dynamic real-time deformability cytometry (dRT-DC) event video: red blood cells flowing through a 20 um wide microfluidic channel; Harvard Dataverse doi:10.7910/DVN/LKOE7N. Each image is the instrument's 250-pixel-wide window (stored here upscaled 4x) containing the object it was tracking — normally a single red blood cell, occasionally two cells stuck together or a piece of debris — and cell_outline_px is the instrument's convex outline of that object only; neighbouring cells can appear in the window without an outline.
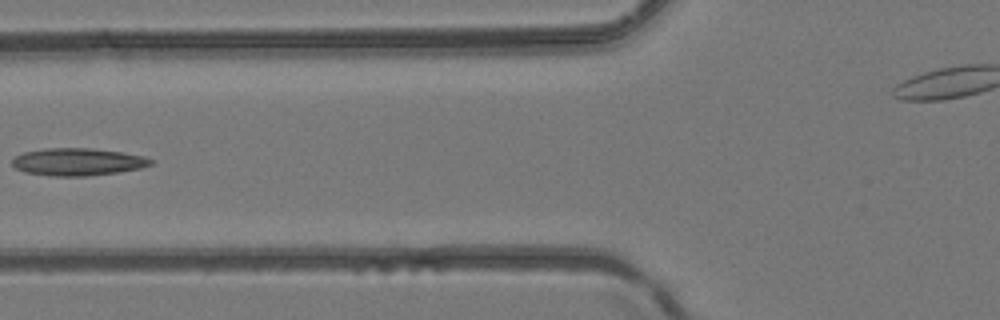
{"species": "common noctule bat (a hibernating species)", "species_latin": "Nyctalus noctula", "temperature_condition": "room temperature", "stored_images_in_passage": 3, "camera_frame_rate_fps": 3000, "um_per_image_px": 0.085, "animal": {"sex": "female", "body_mass_g": 24.6, "forearm_length_mm": 56.2}, "frame": {"image": 1, "passage_image": 3, "time_ms": 0.667, "image_size_px": [1000, 320], "cell_outline_px": [[152, 164], [140, 168], [120, 172], [88, 176], [52, 176], [24, 172], [16, 168], [12, 164], [12, 160], [16, 156], [24, 152], [44, 148], [92, 148], [124, 152], [144, 156], [152, 160]], "centroid_in_image_um": [6.62, 13.75], "position_along_channel_um": 119.2, "area_um2": 22.25}}